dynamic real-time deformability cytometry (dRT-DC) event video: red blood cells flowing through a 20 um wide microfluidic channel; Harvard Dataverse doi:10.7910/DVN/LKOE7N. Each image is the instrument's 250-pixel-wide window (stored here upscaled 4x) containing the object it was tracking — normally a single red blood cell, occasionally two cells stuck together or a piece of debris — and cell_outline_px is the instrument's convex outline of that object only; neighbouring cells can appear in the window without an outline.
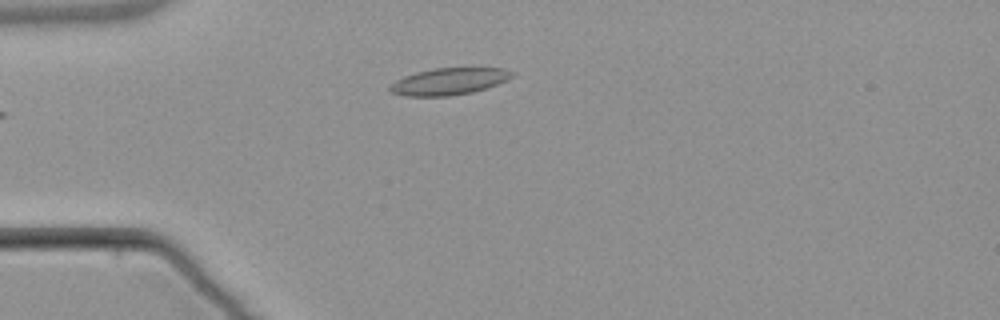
{"species": "common noctule bat (a hibernating species)", "species_latin": "Nyctalus noctula", "temperature_condition": "warm", "stored_images_in_passage": 3, "camera_frame_rate_fps": 3000, "um_per_image_px": 0.085, "animal": {"sex": "male", "body_mass_g": 21.5, "forearm_length_mm": 52.0}, "frame": {"image": 1, "passage_image": 3, "time_ms": 2.667, "image_size_px": [1000, 320], "cell_outline_px": [[516, 72], [508, 80], [472, 92], [448, 96], [404, 96], [392, 92], [388, 88], [396, 80], [404, 76], [416, 72], [432, 68], [504, 68]], "centroid_in_image_um": [38.17, 6.91], "position_along_channel_um": 46.8, "area_um2": 19.02}}